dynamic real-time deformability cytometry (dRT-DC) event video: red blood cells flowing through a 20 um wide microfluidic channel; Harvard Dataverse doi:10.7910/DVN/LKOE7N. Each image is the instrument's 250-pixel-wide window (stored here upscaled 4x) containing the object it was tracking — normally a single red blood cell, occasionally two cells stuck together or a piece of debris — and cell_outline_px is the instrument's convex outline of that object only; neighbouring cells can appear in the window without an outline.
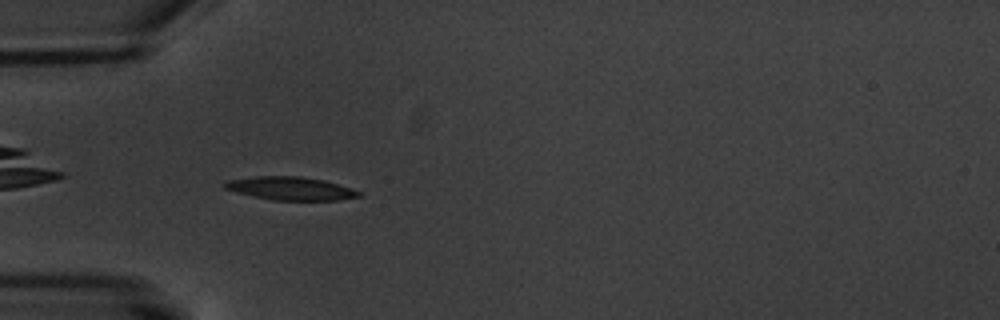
{"species": "common noctule bat (a hibernating species)", "species_latin": "Nyctalus noctula", "temperature_condition": "warm", "stored_images_in_passage": 6, "camera_frame_rate_fps": 3000, "um_per_image_px": 0.085, "animal": {"sex": "male", "body_mass_g": 20.1, "forearm_length_mm": 53.5}, "frame": {"image": 1, "passage_image": 5, "time_ms": 5.667, "image_size_px": [1000, 320], "cell_outline_px": [[360, 196], [340, 200], [272, 200], [236, 192], [224, 188], [224, 184], [228, 180], [252, 176], [300, 176], [324, 180], [352, 188], [360, 192]], "centroid_in_image_um": [24.7, 16.01], "position_along_channel_um": 60.3, "area_um2": 18.09}}